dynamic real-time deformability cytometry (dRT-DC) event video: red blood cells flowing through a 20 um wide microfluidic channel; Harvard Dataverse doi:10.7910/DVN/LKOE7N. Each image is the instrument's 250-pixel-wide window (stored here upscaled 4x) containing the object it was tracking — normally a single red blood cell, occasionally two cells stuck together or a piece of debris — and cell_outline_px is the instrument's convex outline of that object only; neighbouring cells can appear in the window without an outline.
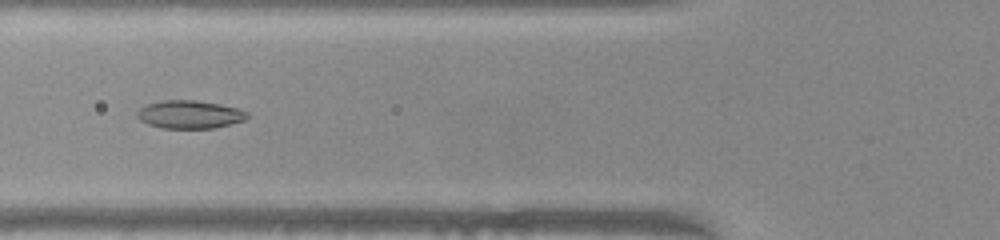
{"species": "common noctule bat (a hibernating species)", "species_latin": "Nyctalus noctula", "temperature_condition": "warm", "stored_images_in_passage": 47, "camera_frame_rate_fps": 3000, "um_per_image_px": 0.085, "animal": {"sex": "female", "body_mass_g": 22.0, "forearm_length_mm": 56.7}, "frame": {"image": 1, "passage_image": 15, "time_ms": 4.667, "image_size_px": [1000, 240], "cell_outline_px": [[248, 116], [244, 120], [216, 128], [160, 128], [148, 124], [140, 120], [136, 116], [136, 112], [140, 108], [148, 104], [160, 100], [196, 100], [220, 104], [236, 108], [248, 112]], "centroid_in_image_um": [16.1, 9.73], "position_along_channel_um": 109.7, "area_um2": 18.03}}
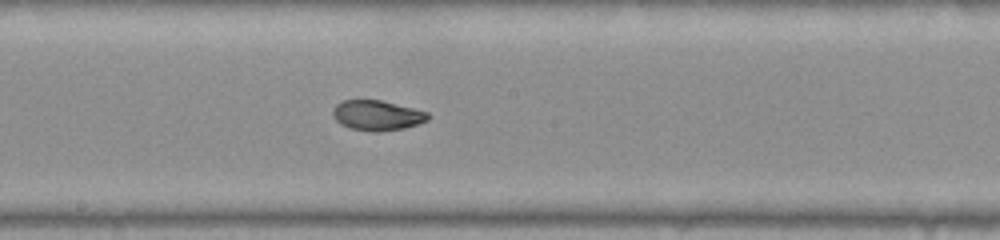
{"frame": {"image": 2, "passage_image": 23, "time_ms": 7.333, "image_size_px": [1000, 240], "cell_outline_px": [[432, 116], [428, 120], [404, 128], [380, 132], [368, 132], [348, 128], [340, 124], [332, 116], [332, 112], [336, 104], [344, 100], [380, 100], [428, 112]], "centroid_in_image_um": [32.03, 9.82], "position_along_channel_um": 216.2, "area_um2": 16.82}}
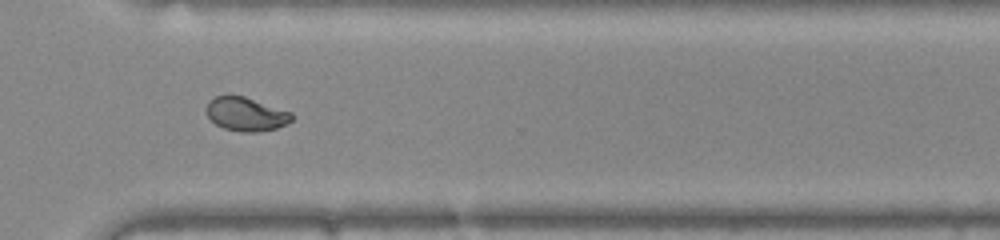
{"frame": {"image": 3, "passage_image": 33, "time_ms": 10.667, "image_size_px": [1000, 240], "cell_outline_px": [[296, 116], [288, 124], [276, 128], [256, 132], [240, 132], [224, 128], [216, 124], [204, 112], [204, 108], [208, 100], [216, 96], [244, 96], [292, 112]], "centroid_in_image_um": [20.91, 9.7], "position_along_channel_um": 349.7, "area_um2": 16.99}, "authors_computed_cell_mechanics": {"area_um2": 17.7446, "velocity_mm_per_s": 3.9951, "shape_relaxation_time_tau1_ms": null, "shape_relaxation_time_tau2_ms": 1.2292, "deformation_change_tau1": null, "deformation_change_tau2": 0.0537}}